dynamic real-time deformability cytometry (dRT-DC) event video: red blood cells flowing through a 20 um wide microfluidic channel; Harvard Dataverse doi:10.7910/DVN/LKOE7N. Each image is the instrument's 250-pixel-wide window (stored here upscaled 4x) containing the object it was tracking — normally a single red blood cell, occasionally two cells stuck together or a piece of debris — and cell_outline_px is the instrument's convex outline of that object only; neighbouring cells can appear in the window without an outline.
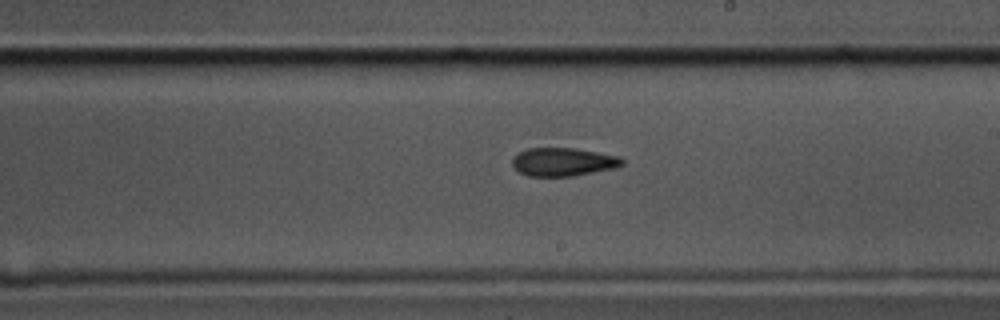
{"species": "common noctule bat (a hibernating species)", "species_latin": "Nyctalus noctula", "temperature_condition": "cold", "stored_images_in_passage": 24, "camera_frame_rate_fps": 3000, "um_per_image_px": 0.085, "animal": {"sex": "male", "body_mass_g": 17.5, "forearm_length_mm": 52.3}, "frame": {"image": 1, "passage_image": 24, "time_ms": 7.667, "image_size_px": [1000, 320], "cell_outline_px": [[624, 164], [616, 168], [572, 176], [528, 176], [520, 172], [512, 164], [512, 156], [524, 148], [572, 148], [620, 156], [624, 160]], "centroid_in_image_um": [47.86, 13.75], "position_along_channel_um": 241.1, "area_um2": 18.21}}